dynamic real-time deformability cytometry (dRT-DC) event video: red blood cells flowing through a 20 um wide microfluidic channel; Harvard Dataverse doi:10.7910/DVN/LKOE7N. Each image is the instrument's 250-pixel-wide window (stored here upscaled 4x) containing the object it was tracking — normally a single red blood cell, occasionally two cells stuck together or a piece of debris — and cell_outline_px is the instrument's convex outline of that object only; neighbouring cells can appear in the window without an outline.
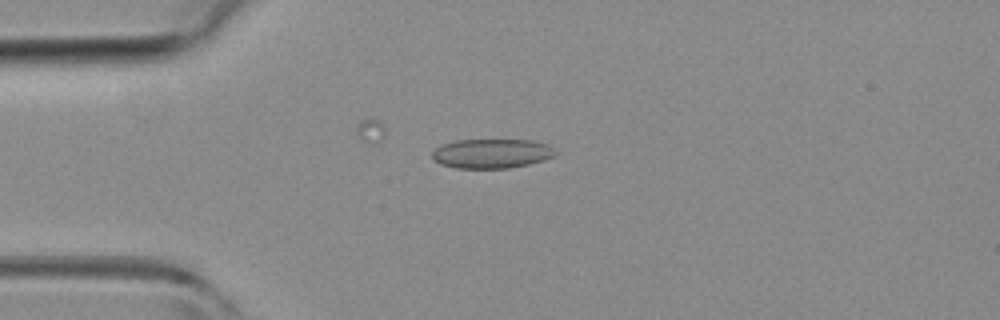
{"species": "common noctule bat (a hibernating species)", "species_latin": "Nyctalus noctula", "temperature_condition": "room temperature", "stored_images_in_passage": 2, "camera_frame_rate_fps": 3000, "um_per_image_px": 0.085, "animal": {"sex": "female", "body_mass_g": 19.3, "forearm_length_mm": 54.1}, "frame": {"image": 1, "passage_image": 2, "time_ms": 1.0, "image_size_px": [1000, 320], "cell_outline_px": [[560, 152], [556, 156], [544, 160], [528, 164], [508, 168], [456, 168], [440, 164], [432, 160], [432, 152], [440, 144], [456, 140], [532, 140], [548, 144], [556, 148]], "centroid_in_image_um": [41.83, 13.04], "position_along_channel_um": 43.2, "area_um2": 21.5}}